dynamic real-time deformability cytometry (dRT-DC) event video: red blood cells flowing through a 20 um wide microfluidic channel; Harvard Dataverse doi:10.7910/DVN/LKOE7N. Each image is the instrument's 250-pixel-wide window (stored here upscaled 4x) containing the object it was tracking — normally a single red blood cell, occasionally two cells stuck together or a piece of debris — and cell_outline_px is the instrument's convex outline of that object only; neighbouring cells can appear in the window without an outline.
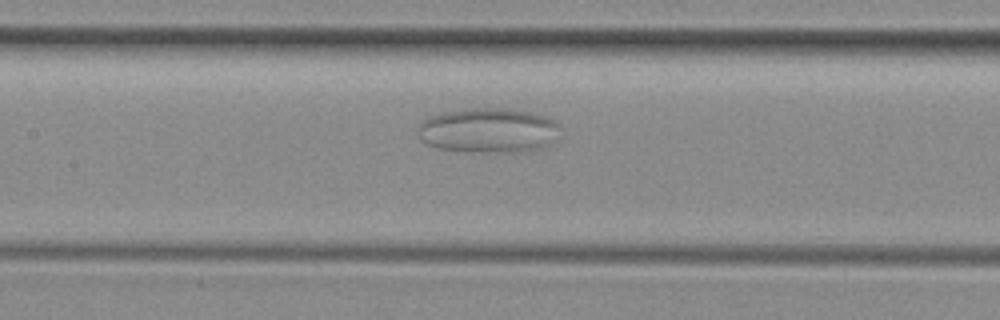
{"species": "common noctule bat (a hibernating species)", "species_latin": "Nyctalus noctula", "temperature_condition": "room temperature", "stored_images_in_passage": 44, "camera_frame_rate_fps": 3000, "um_per_image_px": 0.085, "animal": {"sex": "female", "body_mass_g": 29.2, "forearm_length_mm": 56.3}, "frame": {"image": 1, "passage_image": 25, "time_ms": 8.0, "image_size_px": [1000, 320], "cell_outline_px": [[560, 124], [548, 144], [540, 148], [524, 152], [480, 152], [436, 148], [420, 140], [416, 128], [428, 116], [444, 112], [464, 108], [508, 108], [536, 112]], "centroid_in_image_um": [41.45, 11.07], "position_along_channel_um": 166.0, "area_um2": 37.22}}
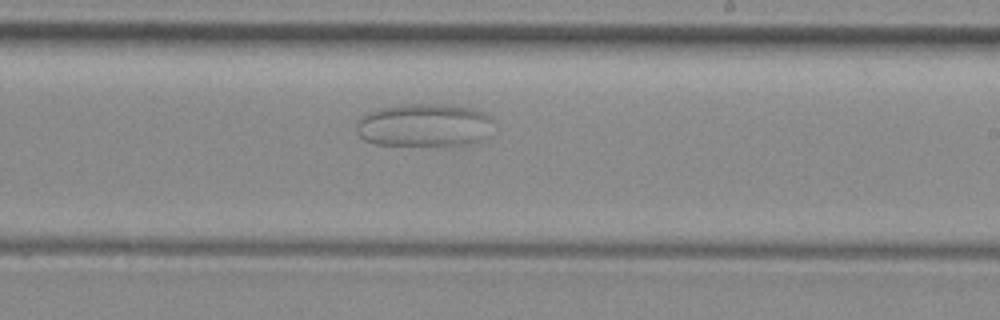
{"frame": {"image": 2, "passage_image": 32, "time_ms": 10.333, "image_size_px": [1000, 320], "cell_outline_px": [[492, 120], [480, 140], [472, 144], [440, 148], [376, 144], [364, 140], [356, 132], [356, 120], [364, 112], [376, 108], [404, 104], [444, 104], [468, 108], [484, 112], [492, 116]], "centroid_in_image_um": [35.96, 10.67], "position_along_channel_um": 253.0, "area_um2": 35.49}}
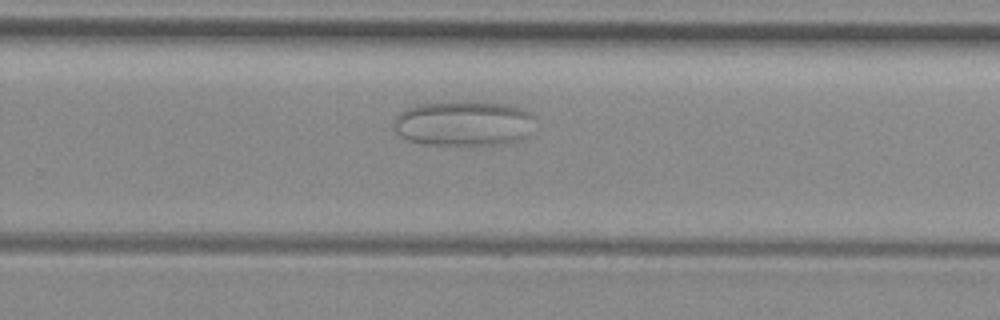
{"frame": {"image": 3, "passage_image": 35, "time_ms": 11.333, "image_size_px": [1000, 320], "cell_outline_px": [[536, 116], [520, 140], [508, 144], [424, 144], [408, 140], [400, 136], [392, 128], [392, 124], [396, 116], [400, 112], [416, 104], [472, 100], [512, 104], [524, 108], [532, 112]], "centroid_in_image_um": [39.39, 10.45], "position_along_channel_um": 290.4, "area_um2": 37.69}}